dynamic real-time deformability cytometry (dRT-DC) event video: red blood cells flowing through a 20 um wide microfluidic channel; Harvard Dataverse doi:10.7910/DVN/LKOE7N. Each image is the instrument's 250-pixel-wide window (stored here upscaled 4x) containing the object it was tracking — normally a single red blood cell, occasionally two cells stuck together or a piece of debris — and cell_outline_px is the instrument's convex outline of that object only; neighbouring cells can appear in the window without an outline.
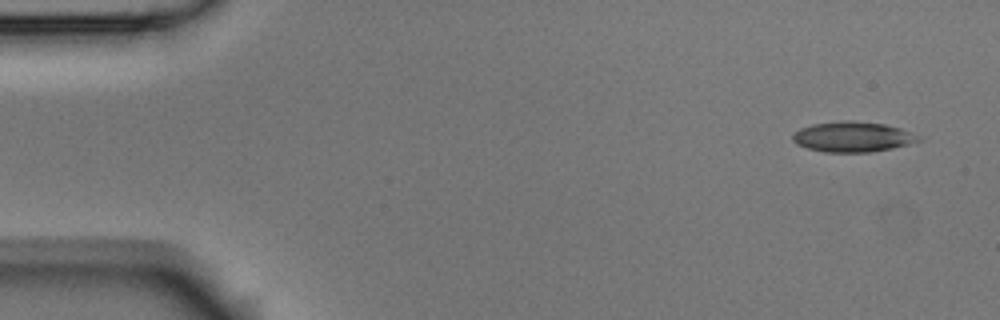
{"species": "Egyptian fruit bat (a non-hibernating species)", "species_latin": "Rousettus aegyptiacus", "temperature_condition": "room temperature", "stored_images_in_passage": 4, "camera_frame_rate_fps": 3000, "um_per_image_px": 0.085, "animal": {"sex": "male"}, "frame": {"image": 1, "passage_image": 1, "time_ms": 0.0, "image_size_px": [1000, 320], "cell_outline_px": [[924, 140], [892, 148], [868, 152], [824, 152], [808, 148], [796, 144], [792, 140], [792, 136], [800, 128], [812, 124], [844, 120], [852, 120], [884, 124], [900, 128], [924, 136]], "centroid_in_image_um": [72.52, 11.62], "position_along_channel_um": 12.5, "area_um2": 22.37}}
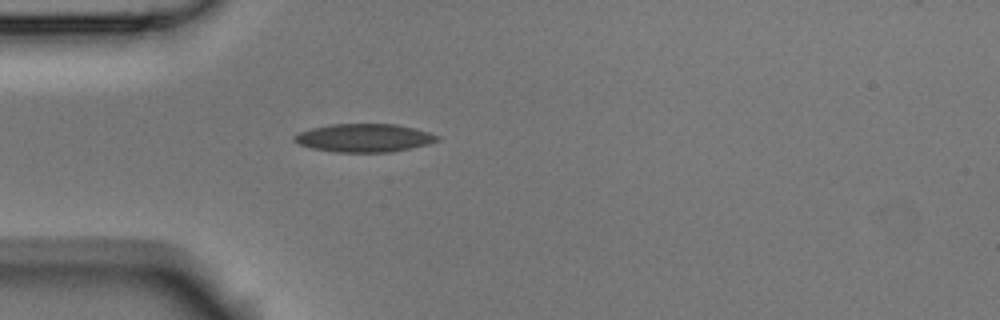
{"frame": {"image": 2, "passage_image": 4, "time_ms": 1.0, "image_size_px": [1000, 320], "cell_outline_px": [[440, 140], [428, 144], [392, 152], [336, 152], [312, 148], [300, 144], [292, 140], [292, 136], [300, 132], [312, 128], [332, 124], [396, 124], [416, 128], [440, 136]], "centroid_in_image_um": [30.97, 11.72], "position_along_channel_um": 54.0, "area_um2": 23.52}}